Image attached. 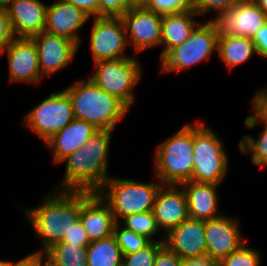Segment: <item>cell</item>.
<instances>
[{"instance_id":"ab89813d","label":"cell","mask_w":267,"mask_h":266,"mask_svg":"<svg viewBox=\"0 0 267 266\" xmlns=\"http://www.w3.org/2000/svg\"><path fill=\"white\" fill-rule=\"evenodd\" d=\"M252 41L255 43L257 54L267 58V23L256 32Z\"/></svg>"},{"instance_id":"d6986e66","label":"cell","mask_w":267,"mask_h":266,"mask_svg":"<svg viewBox=\"0 0 267 266\" xmlns=\"http://www.w3.org/2000/svg\"><path fill=\"white\" fill-rule=\"evenodd\" d=\"M178 185H161L156 193L153 214L157 225L169 232L189 218L184 191Z\"/></svg>"},{"instance_id":"c3c4849f","label":"cell","mask_w":267,"mask_h":266,"mask_svg":"<svg viewBox=\"0 0 267 266\" xmlns=\"http://www.w3.org/2000/svg\"><path fill=\"white\" fill-rule=\"evenodd\" d=\"M193 4L197 1V0H190Z\"/></svg>"},{"instance_id":"f6af8a7d","label":"cell","mask_w":267,"mask_h":266,"mask_svg":"<svg viewBox=\"0 0 267 266\" xmlns=\"http://www.w3.org/2000/svg\"><path fill=\"white\" fill-rule=\"evenodd\" d=\"M260 9L267 15V0H253Z\"/></svg>"},{"instance_id":"4fadbf2b","label":"cell","mask_w":267,"mask_h":266,"mask_svg":"<svg viewBox=\"0 0 267 266\" xmlns=\"http://www.w3.org/2000/svg\"><path fill=\"white\" fill-rule=\"evenodd\" d=\"M36 45L42 76L55 74L72 61L78 45L68 38L45 31L31 37Z\"/></svg>"},{"instance_id":"8d00e7d4","label":"cell","mask_w":267,"mask_h":266,"mask_svg":"<svg viewBox=\"0 0 267 266\" xmlns=\"http://www.w3.org/2000/svg\"><path fill=\"white\" fill-rule=\"evenodd\" d=\"M126 12V0H99V16H121Z\"/></svg>"},{"instance_id":"4316f807","label":"cell","mask_w":267,"mask_h":266,"mask_svg":"<svg viewBox=\"0 0 267 266\" xmlns=\"http://www.w3.org/2000/svg\"><path fill=\"white\" fill-rule=\"evenodd\" d=\"M123 223L126 229L145 236L150 241H154L152 237L159 231L152 211L127 215L123 219Z\"/></svg>"},{"instance_id":"d4e9b609","label":"cell","mask_w":267,"mask_h":266,"mask_svg":"<svg viewBox=\"0 0 267 266\" xmlns=\"http://www.w3.org/2000/svg\"><path fill=\"white\" fill-rule=\"evenodd\" d=\"M88 266H122V252L115 236L93 241L86 247Z\"/></svg>"},{"instance_id":"f546056e","label":"cell","mask_w":267,"mask_h":266,"mask_svg":"<svg viewBox=\"0 0 267 266\" xmlns=\"http://www.w3.org/2000/svg\"><path fill=\"white\" fill-rule=\"evenodd\" d=\"M260 260V253L244 243L238 250L222 258L217 266H259Z\"/></svg>"},{"instance_id":"7dc6e473","label":"cell","mask_w":267,"mask_h":266,"mask_svg":"<svg viewBox=\"0 0 267 266\" xmlns=\"http://www.w3.org/2000/svg\"><path fill=\"white\" fill-rule=\"evenodd\" d=\"M12 261L0 260V266H11Z\"/></svg>"},{"instance_id":"8992f818","label":"cell","mask_w":267,"mask_h":266,"mask_svg":"<svg viewBox=\"0 0 267 266\" xmlns=\"http://www.w3.org/2000/svg\"><path fill=\"white\" fill-rule=\"evenodd\" d=\"M228 169V157L222 141L201 122L193 125L192 181L220 184Z\"/></svg>"},{"instance_id":"b9f144b4","label":"cell","mask_w":267,"mask_h":266,"mask_svg":"<svg viewBox=\"0 0 267 266\" xmlns=\"http://www.w3.org/2000/svg\"><path fill=\"white\" fill-rule=\"evenodd\" d=\"M180 266H217V262L208 255H204L181 259Z\"/></svg>"},{"instance_id":"e575fe53","label":"cell","mask_w":267,"mask_h":266,"mask_svg":"<svg viewBox=\"0 0 267 266\" xmlns=\"http://www.w3.org/2000/svg\"><path fill=\"white\" fill-rule=\"evenodd\" d=\"M15 38L6 8H0V54L5 53L8 45Z\"/></svg>"},{"instance_id":"cb8c5ba5","label":"cell","mask_w":267,"mask_h":266,"mask_svg":"<svg viewBox=\"0 0 267 266\" xmlns=\"http://www.w3.org/2000/svg\"><path fill=\"white\" fill-rule=\"evenodd\" d=\"M217 52L227 68L230 70L243 63L257 53L252 38L240 36H219Z\"/></svg>"},{"instance_id":"2e32d148","label":"cell","mask_w":267,"mask_h":266,"mask_svg":"<svg viewBox=\"0 0 267 266\" xmlns=\"http://www.w3.org/2000/svg\"><path fill=\"white\" fill-rule=\"evenodd\" d=\"M6 51L10 82L34 84L41 81L37 48L32 38L15 37Z\"/></svg>"},{"instance_id":"74e56055","label":"cell","mask_w":267,"mask_h":266,"mask_svg":"<svg viewBox=\"0 0 267 266\" xmlns=\"http://www.w3.org/2000/svg\"><path fill=\"white\" fill-rule=\"evenodd\" d=\"M180 260L181 258L164 245L158 251L154 266H180Z\"/></svg>"},{"instance_id":"e0dca14e","label":"cell","mask_w":267,"mask_h":266,"mask_svg":"<svg viewBox=\"0 0 267 266\" xmlns=\"http://www.w3.org/2000/svg\"><path fill=\"white\" fill-rule=\"evenodd\" d=\"M164 237V244L179 258L207 255L205 221L188 218L171 229Z\"/></svg>"},{"instance_id":"5b68a950","label":"cell","mask_w":267,"mask_h":266,"mask_svg":"<svg viewBox=\"0 0 267 266\" xmlns=\"http://www.w3.org/2000/svg\"><path fill=\"white\" fill-rule=\"evenodd\" d=\"M157 182L142 183L110 177L98 193L108 203L115 221L119 223V219L127 215L153 210L156 193L162 185L159 180Z\"/></svg>"},{"instance_id":"ac0fdd59","label":"cell","mask_w":267,"mask_h":266,"mask_svg":"<svg viewBox=\"0 0 267 266\" xmlns=\"http://www.w3.org/2000/svg\"><path fill=\"white\" fill-rule=\"evenodd\" d=\"M6 10L15 37L31 38L45 30L47 7L40 0H11Z\"/></svg>"},{"instance_id":"3957f363","label":"cell","mask_w":267,"mask_h":266,"mask_svg":"<svg viewBox=\"0 0 267 266\" xmlns=\"http://www.w3.org/2000/svg\"><path fill=\"white\" fill-rule=\"evenodd\" d=\"M74 119L86 121L98 130H114L129 108L117 97L107 93L91 79L77 81L66 89Z\"/></svg>"},{"instance_id":"30bf717a","label":"cell","mask_w":267,"mask_h":266,"mask_svg":"<svg viewBox=\"0 0 267 266\" xmlns=\"http://www.w3.org/2000/svg\"><path fill=\"white\" fill-rule=\"evenodd\" d=\"M125 26L120 16L94 17L90 35V47L94 63L108 60H118L124 57L127 46Z\"/></svg>"},{"instance_id":"52a82bcc","label":"cell","mask_w":267,"mask_h":266,"mask_svg":"<svg viewBox=\"0 0 267 266\" xmlns=\"http://www.w3.org/2000/svg\"><path fill=\"white\" fill-rule=\"evenodd\" d=\"M218 37L212 20L200 23L184 43L173 47L160 59L161 71L179 73L204 59L209 60L211 53L217 51Z\"/></svg>"},{"instance_id":"d6a6232c","label":"cell","mask_w":267,"mask_h":266,"mask_svg":"<svg viewBox=\"0 0 267 266\" xmlns=\"http://www.w3.org/2000/svg\"><path fill=\"white\" fill-rule=\"evenodd\" d=\"M240 152L246 154H267V124L256 140L251 135H245L239 141Z\"/></svg>"},{"instance_id":"7402d4cb","label":"cell","mask_w":267,"mask_h":266,"mask_svg":"<svg viewBox=\"0 0 267 266\" xmlns=\"http://www.w3.org/2000/svg\"><path fill=\"white\" fill-rule=\"evenodd\" d=\"M98 129L86 121L73 119L61 131L45 142L53 150L54 163L78 151Z\"/></svg>"},{"instance_id":"ba28073f","label":"cell","mask_w":267,"mask_h":266,"mask_svg":"<svg viewBox=\"0 0 267 266\" xmlns=\"http://www.w3.org/2000/svg\"><path fill=\"white\" fill-rule=\"evenodd\" d=\"M96 72L89 78L107 93L117 97L128 108L134 101L133 88L141 78L140 65L135 57L95 63Z\"/></svg>"},{"instance_id":"9a60e30c","label":"cell","mask_w":267,"mask_h":266,"mask_svg":"<svg viewBox=\"0 0 267 266\" xmlns=\"http://www.w3.org/2000/svg\"><path fill=\"white\" fill-rule=\"evenodd\" d=\"M80 221L90 242L111 236L117 223L108 203L98 192L89 191H81Z\"/></svg>"},{"instance_id":"f35d334b","label":"cell","mask_w":267,"mask_h":266,"mask_svg":"<svg viewBox=\"0 0 267 266\" xmlns=\"http://www.w3.org/2000/svg\"><path fill=\"white\" fill-rule=\"evenodd\" d=\"M83 10L90 17L99 16V0H64Z\"/></svg>"},{"instance_id":"bcb514c9","label":"cell","mask_w":267,"mask_h":266,"mask_svg":"<svg viewBox=\"0 0 267 266\" xmlns=\"http://www.w3.org/2000/svg\"><path fill=\"white\" fill-rule=\"evenodd\" d=\"M11 0H0V8H7Z\"/></svg>"},{"instance_id":"836d02e7","label":"cell","mask_w":267,"mask_h":266,"mask_svg":"<svg viewBox=\"0 0 267 266\" xmlns=\"http://www.w3.org/2000/svg\"><path fill=\"white\" fill-rule=\"evenodd\" d=\"M242 0H197L193 4V10L200 16L201 14L217 10V16L232 6L237 5Z\"/></svg>"},{"instance_id":"f1b7e54d","label":"cell","mask_w":267,"mask_h":266,"mask_svg":"<svg viewBox=\"0 0 267 266\" xmlns=\"http://www.w3.org/2000/svg\"><path fill=\"white\" fill-rule=\"evenodd\" d=\"M164 239L151 241L137 252L123 255L122 266H154L158 251L164 246Z\"/></svg>"},{"instance_id":"d590c367","label":"cell","mask_w":267,"mask_h":266,"mask_svg":"<svg viewBox=\"0 0 267 266\" xmlns=\"http://www.w3.org/2000/svg\"><path fill=\"white\" fill-rule=\"evenodd\" d=\"M61 242H69L71 244L84 246L85 248L91 243L80 220L76 224L71 225L68 234L65 235Z\"/></svg>"},{"instance_id":"7bdbcfd3","label":"cell","mask_w":267,"mask_h":266,"mask_svg":"<svg viewBox=\"0 0 267 266\" xmlns=\"http://www.w3.org/2000/svg\"><path fill=\"white\" fill-rule=\"evenodd\" d=\"M149 0H126V11L131 8H146Z\"/></svg>"},{"instance_id":"603a6c76","label":"cell","mask_w":267,"mask_h":266,"mask_svg":"<svg viewBox=\"0 0 267 266\" xmlns=\"http://www.w3.org/2000/svg\"><path fill=\"white\" fill-rule=\"evenodd\" d=\"M198 14L189 9L184 12L164 14L162 18L161 45H166L160 55V59L173 47L184 43L200 24L193 20Z\"/></svg>"},{"instance_id":"6da1fadb","label":"cell","mask_w":267,"mask_h":266,"mask_svg":"<svg viewBox=\"0 0 267 266\" xmlns=\"http://www.w3.org/2000/svg\"><path fill=\"white\" fill-rule=\"evenodd\" d=\"M112 130H98L78 151L68 155L60 190L98 192L108 177ZM62 188V189H61Z\"/></svg>"},{"instance_id":"ee69618b","label":"cell","mask_w":267,"mask_h":266,"mask_svg":"<svg viewBox=\"0 0 267 266\" xmlns=\"http://www.w3.org/2000/svg\"><path fill=\"white\" fill-rule=\"evenodd\" d=\"M250 155L253 164L267 166V154H250Z\"/></svg>"},{"instance_id":"7c38bea8","label":"cell","mask_w":267,"mask_h":266,"mask_svg":"<svg viewBox=\"0 0 267 266\" xmlns=\"http://www.w3.org/2000/svg\"><path fill=\"white\" fill-rule=\"evenodd\" d=\"M125 26V32L130 37L135 52L161 44L163 15L147 8H131L120 16Z\"/></svg>"},{"instance_id":"83f0119b","label":"cell","mask_w":267,"mask_h":266,"mask_svg":"<svg viewBox=\"0 0 267 266\" xmlns=\"http://www.w3.org/2000/svg\"><path fill=\"white\" fill-rule=\"evenodd\" d=\"M113 235L120 246L122 255H128L147 246L151 241L145 236L139 235L125 227L120 228L115 224Z\"/></svg>"},{"instance_id":"44dd1931","label":"cell","mask_w":267,"mask_h":266,"mask_svg":"<svg viewBox=\"0 0 267 266\" xmlns=\"http://www.w3.org/2000/svg\"><path fill=\"white\" fill-rule=\"evenodd\" d=\"M185 193L189 218L207 221L223 214H218V184L188 181L180 184ZM183 185V186H182Z\"/></svg>"},{"instance_id":"277c9868","label":"cell","mask_w":267,"mask_h":266,"mask_svg":"<svg viewBox=\"0 0 267 266\" xmlns=\"http://www.w3.org/2000/svg\"><path fill=\"white\" fill-rule=\"evenodd\" d=\"M193 125H184L172 137L158 145L155 152V176L163 185H178L192 179Z\"/></svg>"},{"instance_id":"7a4b0ae2","label":"cell","mask_w":267,"mask_h":266,"mask_svg":"<svg viewBox=\"0 0 267 266\" xmlns=\"http://www.w3.org/2000/svg\"><path fill=\"white\" fill-rule=\"evenodd\" d=\"M58 190L54 195L44 196V202L36 208L24 209L37 237L41 238L44 253L54 244L61 242L72 224L80 220L81 191Z\"/></svg>"},{"instance_id":"4dcf8cb0","label":"cell","mask_w":267,"mask_h":266,"mask_svg":"<svg viewBox=\"0 0 267 266\" xmlns=\"http://www.w3.org/2000/svg\"><path fill=\"white\" fill-rule=\"evenodd\" d=\"M146 8L164 15L193 9V3L190 0H149Z\"/></svg>"},{"instance_id":"484cf974","label":"cell","mask_w":267,"mask_h":266,"mask_svg":"<svg viewBox=\"0 0 267 266\" xmlns=\"http://www.w3.org/2000/svg\"><path fill=\"white\" fill-rule=\"evenodd\" d=\"M51 266H88L86 248L69 242H58L43 253Z\"/></svg>"},{"instance_id":"ffe728a7","label":"cell","mask_w":267,"mask_h":266,"mask_svg":"<svg viewBox=\"0 0 267 266\" xmlns=\"http://www.w3.org/2000/svg\"><path fill=\"white\" fill-rule=\"evenodd\" d=\"M91 17L83 10L64 0L55 1L47 6L45 32L62 36L80 44L77 31Z\"/></svg>"},{"instance_id":"5bb4252c","label":"cell","mask_w":267,"mask_h":266,"mask_svg":"<svg viewBox=\"0 0 267 266\" xmlns=\"http://www.w3.org/2000/svg\"><path fill=\"white\" fill-rule=\"evenodd\" d=\"M205 238L207 255L217 263L244 244L239 221L225 214L205 221Z\"/></svg>"},{"instance_id":"60d3db41","label":"cell","mask_w":267,"mask_h":266,"mask_svg":"<svg viewBox=\"0 0 267 266\" xmlns=\"http://www.w3.org/2000/svg\"><path fill=\"white\" fill-rule=\"evenodd\" d=\"M46 263L47 259L43 253H32L14 264L12 262L11 266H45Z\"/></svg>"},{"instance_id":"9c48e42d","label":"cell","mask_w":267,"mask_h":266,"mask_svg":"<svg viewBox=\"0 0 267 266\" xmlns=\"http://www.w3.org/2000/svg\"><path fill=\"white\" fill-rule=\"evenodd\" d=\"M74 119L68 94L54 92L24 116V124L41 140L48 141Z\"/></svg>"},{"instance_id":"1f68e13d","label":"cell","mask_w":267,"mask_h":266,"mask_svg":"<svg viewBox=\"0 0 267 266\" xmlns=\"http://www.w3.org/2000/svg\"><path fill=\"white\" fill-rule=\"evenodd\" d=\"M253 115L247 116L245 119V126L253 128L258 122L267 124V89L257 92L251 103Z\"/></svg>"},{"instance_id":"8fae6325","label":"cell","mask_w":267,"mask_h":266,"mask_svg":"<svg viewBox=\"0 0 267 266\" xmlns=\"http://www.w3.org/2000/svg\"><path fill=\"white\" fill-rule=\"evenodd\" d=\"M219 36H240L253 38L267 23V15L253 0H242L237 5L222 11L212 20Z\"/></svg>"}]
</instances>
